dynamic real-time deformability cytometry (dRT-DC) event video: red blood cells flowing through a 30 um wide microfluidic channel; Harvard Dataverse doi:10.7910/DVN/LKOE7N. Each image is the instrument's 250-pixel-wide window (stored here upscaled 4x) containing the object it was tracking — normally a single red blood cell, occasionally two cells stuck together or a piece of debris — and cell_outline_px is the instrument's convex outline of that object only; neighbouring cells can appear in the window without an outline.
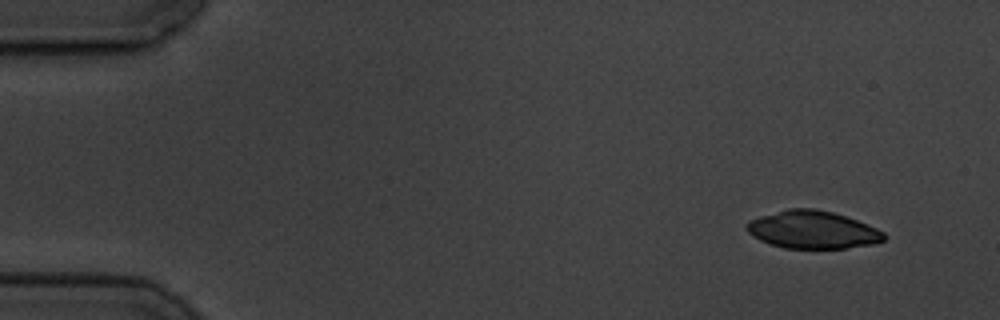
{"species": "common noctule bat (a hibernating species)", "species_latin": "Nyctalus noctula", "temperature_condition": "cold", "stored_images_in_passage": 8, "camera_frame_rate_fps": 3000, "um_per_image_px": 0.085, "animal": {"sex": "male", "body_mass_g": 19.5, "forearm_length_mm": 54.6}, "frame": {"image": 1, "passage_image": 1, "time_ms": 0.0, "image_size_px": [1000, 320], "cell_outline_px": [[884, 240], [872, 244], [844, 248], [784, 248], [760, 240], [748, 232], [748, 220], [760, 216], [788, 208], [816, 208], [832, 212], [856, 220], [876, 228], [884, 232]], "centroid_in_image_um": [69.06, 19.52], "position_along_channel_um": 15.9, "area_um2": 29.77}}